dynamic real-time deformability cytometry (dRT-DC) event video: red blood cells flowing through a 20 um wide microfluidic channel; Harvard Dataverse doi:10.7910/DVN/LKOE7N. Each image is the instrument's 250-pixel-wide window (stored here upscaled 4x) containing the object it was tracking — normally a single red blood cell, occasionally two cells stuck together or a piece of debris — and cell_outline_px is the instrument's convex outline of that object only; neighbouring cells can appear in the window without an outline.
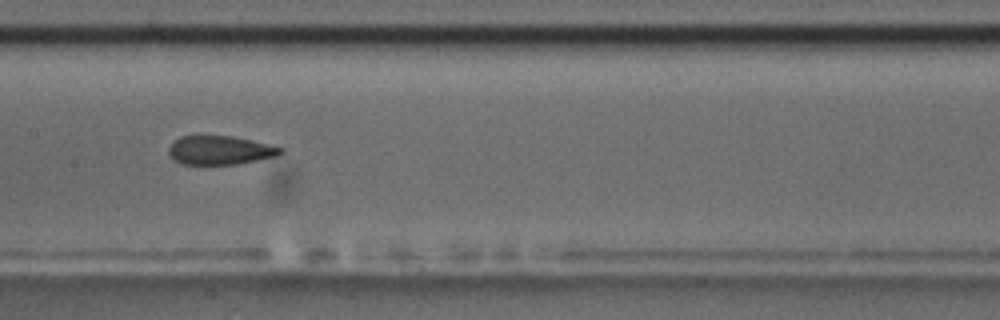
{"species": "common noctule bat (a hibernating species)", "species_latin": "Nyctalus noctula", "temperature_condition": "room temperature", "stored_images_in_passage": 9, "camera_frame_rate_fps": 3000, "um_per_image_px": 0.085, "animal": {"sex": "male", "body_mass_g": 17.5, "forearm_length_mm": 52.3}, "frame": {"image": 1, "passage_image": 7, "time_ms": 6.667, "image_size_px": [1000, 320], "cell_outline_px": [[284, 152], [276, 156], [236, 164], [184, 164], [172, 160], [168, 152], [168, 148], [180, 136], [232, 136], [284, 148]], "centroid_in_image_um": [18.68, 12.77], "position_along_channel_um": 188.7, "area_um2": 18.55}}